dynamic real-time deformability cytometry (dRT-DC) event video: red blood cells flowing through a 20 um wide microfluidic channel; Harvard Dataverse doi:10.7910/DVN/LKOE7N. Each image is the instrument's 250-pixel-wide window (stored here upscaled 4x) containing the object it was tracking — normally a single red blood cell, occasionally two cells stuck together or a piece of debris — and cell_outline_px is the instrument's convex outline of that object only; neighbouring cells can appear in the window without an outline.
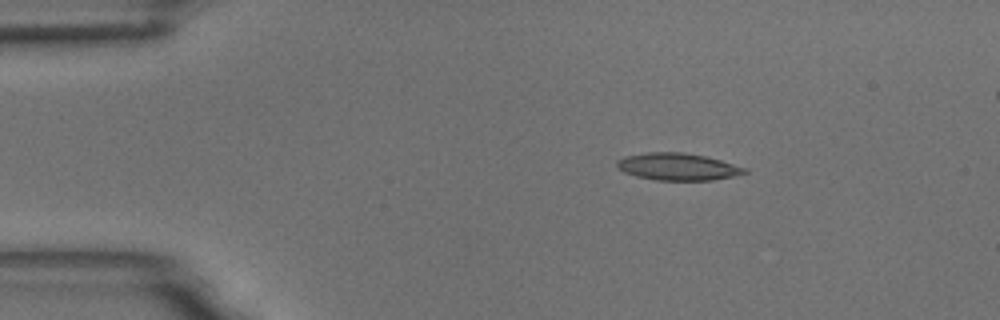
{"species": "common noctule bat (a hibernating species)", "species_latin": "Nyctalus noctula", "temperature_condition": "room temperature", "stored_images_in_passage": 4, "camera_frame_rate_fps": 3000, "um_per_image_px": 0.085, "animal": {"sex": "male", "body_mass_g": 18.8}, "frame": {"image": 1, "passage_image": 1, "time_ms": 0.0, "image_size_px": [1000, 320], "cell_outline_px": [[748, 172], [732, 176], [712, 180], [656, 180], [636, 176], [624, 172], [616, 164], [616, 160], [624, 156], [648, 152], [684, 152], [704, 156], [720, 160], [748, 168]], "centroid_in_image_um": [57.6, 14.16], "position_along_channel_um": 27.4, "area_um2": 20.11}}